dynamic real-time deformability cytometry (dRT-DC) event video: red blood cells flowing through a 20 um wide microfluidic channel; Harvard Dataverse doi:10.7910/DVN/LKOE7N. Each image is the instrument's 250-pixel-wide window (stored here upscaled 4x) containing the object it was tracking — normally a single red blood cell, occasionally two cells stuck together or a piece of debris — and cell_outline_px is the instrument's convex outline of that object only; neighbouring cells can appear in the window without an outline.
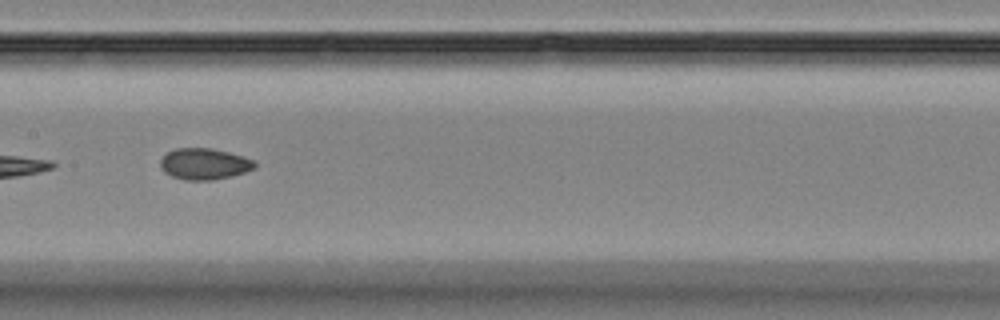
{"species": "Egyptian fruit bat (a non-hibernating species)", "species_latin": "Rousettus aegyptiacus", "temperature_condition": "room temperature", "stored_images_in_passage": 10, "camera_frame_rate_fps": 3000, "um_per_image_px": 0.085, "animal": {"sex": "female"}, "frame": {"image": 1, "passage_image": 7, "time_ms": 7.0, "image_size_px": [1000, 320], "cell_outline_px": [[256, 168], [232, 176], [212, 180], [184, 180], [172, 176], [164, 172], [160, 168], [160, 160], [168, 152], [176, 148], [212, 148], [228, 152], [252, 160], [256, 164]], "centroid_in_image_um": [17.34, 13.94], "position_along_channel_um": 190.1, "area_um2": 17.11}}
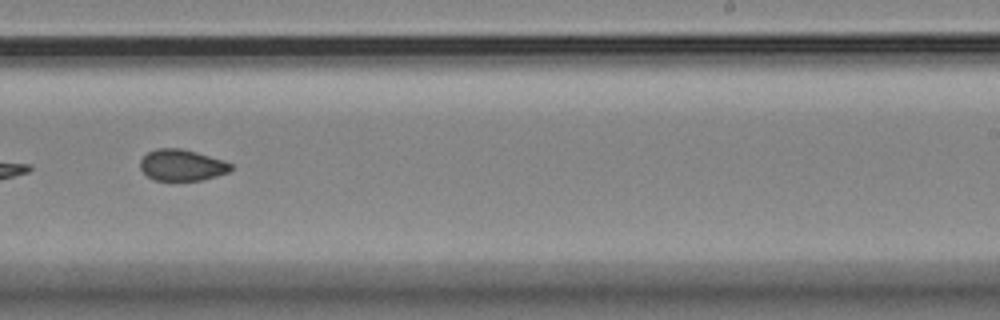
{"frame": {"image": 2, "passage_image": 9, "time_ms": 9.333, "image_size_px": [1000, 320], "cell_outline_px": [[232, 168], [228, 172], [204, 180], [152, 180], [140, 168], [140, 160], [148, 152], [156, 148], [180, 148], [196, 152], [232, 164]], "centroid_in_image_um": [15.43, 14.04], "position_along_channel_um": 273.6, "area_um2": 16.36}}
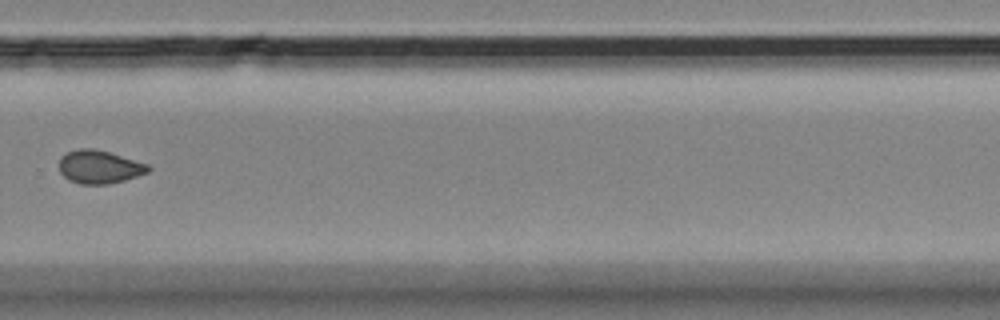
{"frame": {"image": 3, "passage_image": 10, "time_ms": 10.667, "image_size_px": [1000, 320], "cell_outline_px": [[152, 168], [148, 172], [124, 180], [108, 184], [80, 184], [68, 180], [60, 172], [60, 156], [76, 148], [92, 148], [108, 152], [148, 164]], "centroid_in_image_um": [8.43, 14.18], "position_along_channel_um": 321.4, "area_um2": 17.17}}